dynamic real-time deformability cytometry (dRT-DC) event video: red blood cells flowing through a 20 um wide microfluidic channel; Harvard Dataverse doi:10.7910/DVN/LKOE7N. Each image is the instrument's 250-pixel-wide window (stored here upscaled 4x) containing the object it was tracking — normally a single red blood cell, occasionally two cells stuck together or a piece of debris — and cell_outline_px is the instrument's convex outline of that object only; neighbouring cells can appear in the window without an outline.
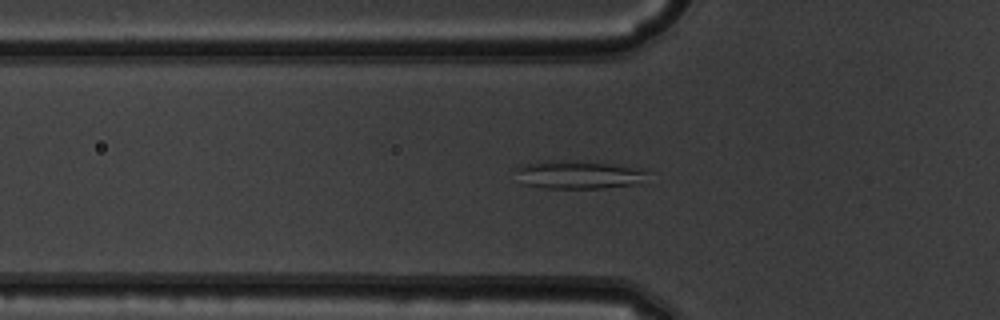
{"species": "common noctule bat (a hibernating species)", "species_latin": "Nyctalus noctula", "temperature_condition": "warm", "stored_images_in_passage": 53, "segment_of_instrument_passage": [1, 2], "camera_frame_rate_fps": 3000, "um_per_image_px": 0.085, "animal": {"sex": "male", "body_mass_g": 19.5, "forearm_length_mm": 54.6}, "frame": {"image": 1, "passage_image": 18, "time_ms": 5.667, "image_size_px": [1000, 320], "cell_outline_px": [[648, 172], [632, 184], [604, 188], [544, 188], [524, 184], [516, 168], [516, 164], [544, 160], [556, 160], [608, 164], [648, 168]], "centroid_in_image_um": [49.09, 14.83], "position_along_channel_um": 76.7, "area_um2": 21.27}}
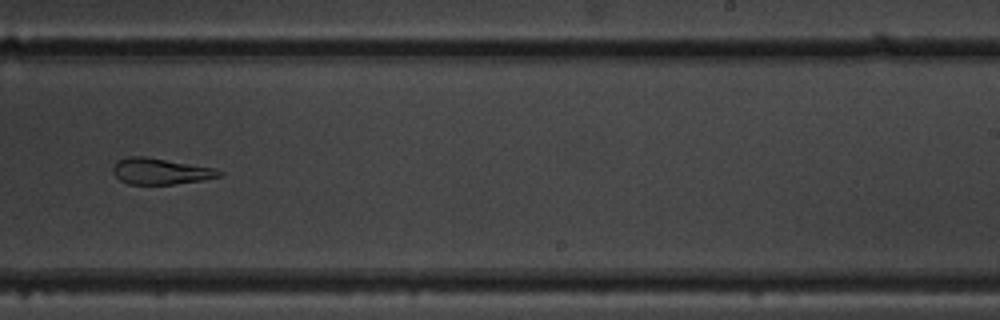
{"frame": {"image": 2, "passage_image": 33, "time_ms": 10.667, "image_size_px": [1000, 320], "cell_outline_px": [[224, 172], [220, 176], [204, 180], [172, 184], [128, 184], [120, 180], [112, 172], [112, 168], [116, 160], [128, 156], [144, 156], [216, 168]], "centroid_in_image_um": [13.63, 14.55], "position_along_channel_um": 275.4, "area_um2": 16.3}}
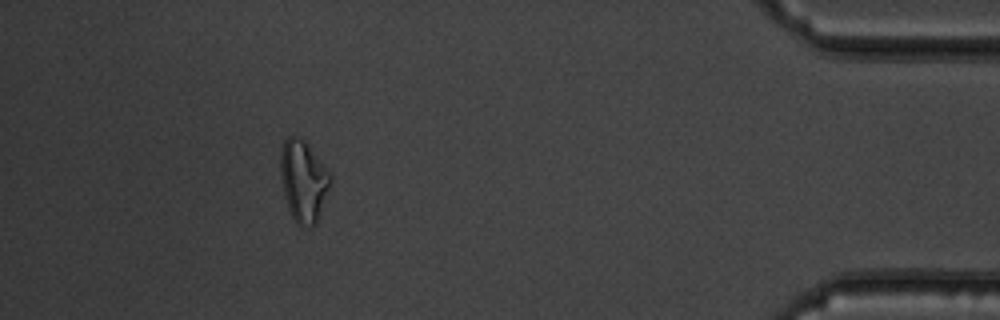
{"frame": {"image": 3, "passage_image": 47, "time_ms": 15.333, "image_size_px": [1000, 320], "cell_outline_px": [[332, 180], [316, 224], [296, 224], [288, 208], [284, 196], [280, 176], [280, 148], [284, 140], [288, 136], [292, 136], [304, 140], [308, 144], [332, 176]], "centroid_in_image_um": [25.77, 15.34], "position_along_channel_um": 409.4, "area_um2": 23.52}}